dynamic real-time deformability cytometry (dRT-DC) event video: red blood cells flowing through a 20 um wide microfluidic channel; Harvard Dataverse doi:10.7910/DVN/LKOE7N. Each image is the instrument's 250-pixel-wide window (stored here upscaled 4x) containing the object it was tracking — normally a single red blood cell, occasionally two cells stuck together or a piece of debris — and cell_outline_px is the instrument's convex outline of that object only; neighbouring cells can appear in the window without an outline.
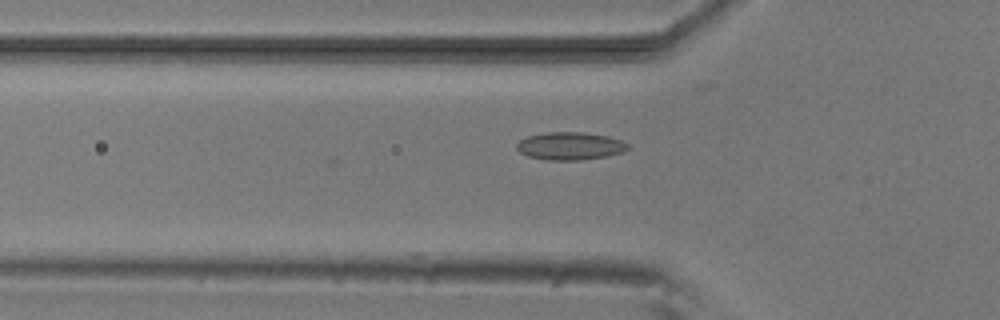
{"species": "common noctule bat (a hibernating species)", "species_latin": "Nyctalus noctula", "temperature_condition": "room temperature", "stored_images_in_passage": 6, "camera_frame_rate_fps": 3000, "um_per_image_px": 0.085, "animal": {"sex": "male", "body_mass_g": 20.5, "forearm_length_mm": 52.5}, "frame": {"image": 1, "passage_image": 5, "time_ms": 5.333, "image_size_px": [1000, 320], "cell_outline_px": [[628, 148], [624, 152], [608, 156], [580, 160], [544, 160], [528, 156], [520, 152], [516, 148], [516, 144], [520, 140], [528, 136], [544, 132], [584, 132], [608, 136], [620, 140], [628, 144]], "centroid_in_image_um": [48.45, 12.41], "position_along_channel_um": 77.4, "area_um2": 18.09}}
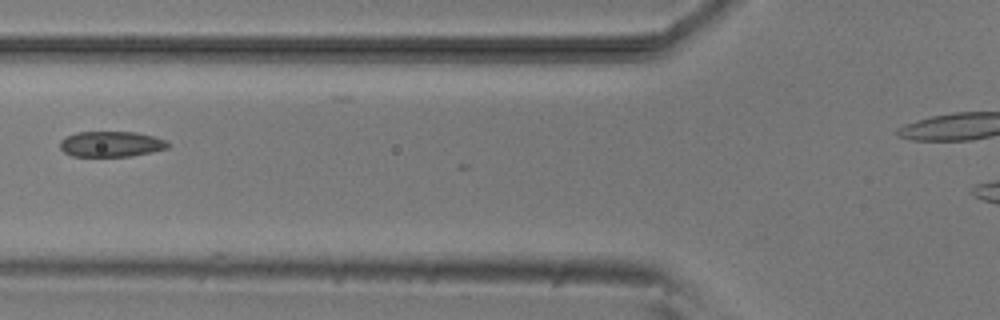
{"frame": {"image": 2, "passage_image": 6, "time_ms": 6.333, "image_size_px": [1000, 320], "cell_outline_px": [[172, 144], [168, 148], [152, 152], [132, 156], [72, 156], [64, 152], [60, 148], [60, 140], [64, 136], [76, 132], [136, 132], [152, 136], [164, 140]], "centroid_in_image_um": [9.43, 12.24], "position_along_channel_um": 116.4, "area_um2": 16.18}}